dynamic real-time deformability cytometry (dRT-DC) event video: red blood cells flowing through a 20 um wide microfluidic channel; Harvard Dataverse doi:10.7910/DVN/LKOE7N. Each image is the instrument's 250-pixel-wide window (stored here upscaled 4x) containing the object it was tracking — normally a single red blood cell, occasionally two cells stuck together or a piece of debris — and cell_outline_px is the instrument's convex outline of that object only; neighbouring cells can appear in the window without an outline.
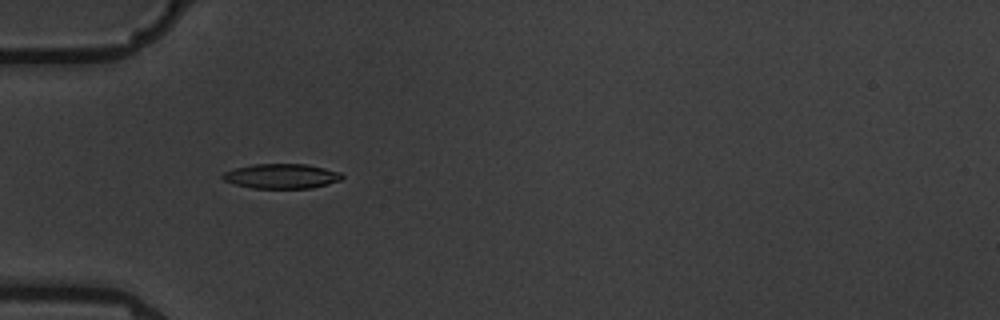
{"species": "common noctule bat (a hibernating species)", "species_latin": "Nyctalus noctula", "temperature_condition": "warm", "stored_images_in_passage": 3, "camera_frame_rate_fps": 3000, "um_per_image_px": 0.085, "animal": {"sex": "male", "body_mass_g": 19.5, "forearm_length_mm": 54.6}, "frame": {"image": 1, "passage_image": 1, "time_ms": 0.0, "image_size_px": [1000, 320], "cell_outline_px": [[344, 176], [340, 180], [328, 184], [312, 188], [252, 188], [236, 184], [224, 180], [220, 176], [224, 172], [232, 168], [252, 164], [308, 164], [340, 172]], "centroid_in_image_um": [23.91, 14.96], "position_along_channel_um": 61.1, "area_um2": 17.28}}
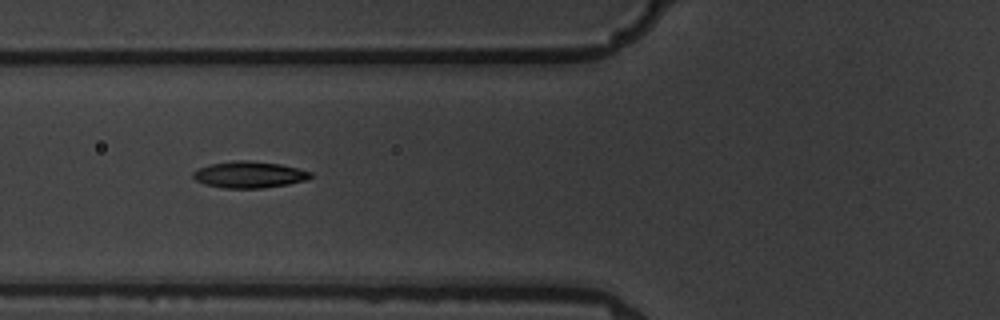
{"frame": {"image": 2, "passage_image": 2, "time_ms": 1.333, "image_size_px": [1000, 320], "cell_outline_px": [[312, 176], [308, 180], [288, 184], [264, 188], [224, 188], [204, 184], [196, 180], [192, 176], [192, 172], [200, 168], [212, 164], [236, 160], [248, 160], [280, 164], [312, 172]], "centroid_in_image_um": [21.2, 14.85], "position_along_channel_um": 104.6, "area_um2": 18.09}}
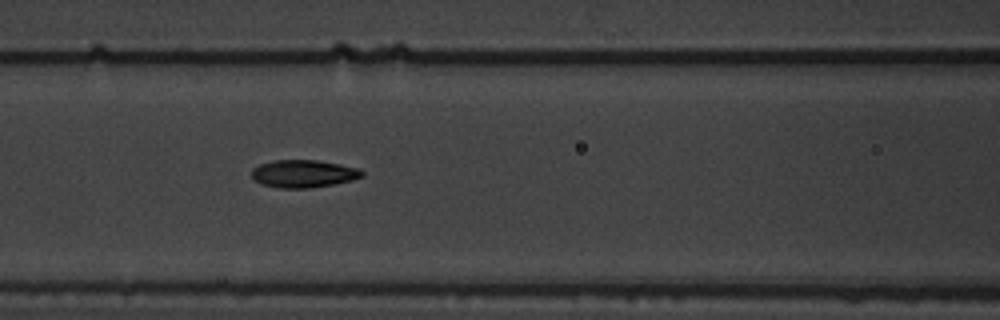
{"frame": {"image": 3, "passage_image": 3, "time_ms": 2.333, "image_size_px": [1000, 320], "cell_outline_px": [[364, 176], [352, 180], [312, 188], [280, 188], [260, 184], [252, 176], [252, 168], [260, 164], [272, 160], [316, 160], [340, 164], [356, 168], [364, 172]], "centroid_in_image_um": [25.78, 14.76], "position_along_channel_um": 140.8, "area_um2": 17.74}}